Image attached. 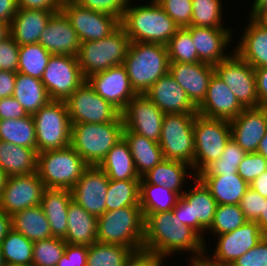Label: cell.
I'll return each mask as SVG.
<instances>
[{
	"label": "cell",
	"instance_id": "71",
	"mask_svg": "<svg viewBox=\"0 0 267 266\" xmlns=\"http://www.w3.org/2000/svg\"><path fill=\"white\" fill-rule=\"evenodd\" d=\"M252 7H267V0H254Z\"/></svg>",
	"mask_w": 267,
	"mask_h": 266
},
{
	"label": "cell",
	"instance_id": "58",
	"mask_svg": "<svg viewBox=\"0 0 267 266\" xmlns=\"http://www.w3.org/2000/svg\"><path fill=\"white\" fill-rule=\"evenodd\" d=\"M18 9H39L59 12L61 7L55 0H17Z\"/></svg>",
	"mask_w": 267,
	"mask_h": 266
},
{
	"label": "cell",
	"instance_id": "21",
	"mask_svg": "<svg viewBox=\"0 0 267 266\" xmlns=\"http://www.w3.org/2000/svg\"><path fill=\"white\" fill-rule=\"evenodd\" d=\"M244 109L229 86L214 72L206 96L197 107V114L211 119L231 121Z\"/></svg>",
	"mask_w": 267,
	"mask_h": 266
},
{
	"label": "cell",
	"instance_id": "52",
	"mask_svg": "<svg viewBox=\"0 0 267 266\" xmlns=\"http://www.w3.org/2000/svg\"><path fill=\"white\" fill-rule=\"evenodd\" d=\"M266 198L248 188L242 197L239 206L248 221L256 222L264 214Z\"/></svg>",
	"mask_w": 267,
	"mask_h": 266
},
{
	"label": "cell",
	"instance_id": "25",
	"mask_svg": "<svg viewBox=\"0 0 267 266\" xmlns=\"http://www.w3.org/2000/svg\"><path fill=\"white\" fill-rule=\"evenodd\" d=\"M145 95L164 114L197 113V107L169 72L155 82Z\"/></svg>",
	"mask_w": 267,
	"mask_h": 266
},
{
	"label": "cell",
	"instance_id": "37",
	"mask_svg": "<svg viewBox=\"0 0 267 266\" xmlns=\"http://www.w3.org/2000/svg\"><path fill=\"white\" fill-rule=\"evenodd\" d=\"M186 168L191 169L192 167L182 161L164 159L146 173L143 178L149 184L164 186L182 195L185 191L181 187L184 186L183 182L188 175Z\"/></svg>",
	"mask_w": 267,
	"mask_h": 266
},
{
	"label": "cell",
	"instance_id": "72",
	"mask_svg": "<svg viewBox=\"0 0 267 266\" xmlns=\"http://www.w3.org/2000/svg\"><path fill=\"white\" fill-rule=\"evenodd\" d=\"M5 261L2 255L1 247H0V266H5Z\"/></svg>",
	"mask_w": 267,
	"mask_h": 266
},
{
	"label": "cell",
	"instance_id": "62",
	"mask_svg": "<svg viewBox=\"0 0 267 266\" xmlns=\"http://www.w3.org/2000/svg\"><path fill=\"white\" fill-rule=\"evenodd\" d=\"M249 186L262 197L267 198V170L256 177Z\"/></svg>",
	"mask_w": 267,
	"mask_h": 266
},
{
	"label": "cell",
	"instance_id": "63",
	"mask_svg": "<svg viewBox=\"0 0 267 266\" xmlns=\"http://www.w3.org/2000/svg\"><path fill=\"white\" fill-rule=\"evenodd\" d=\"M190 266H230L223 263L215 262L211 259V257L204 253L202 255H198L194 257H191ZM188 265V266H189Z\"/></svg>",
	"mask_w": 267,
	"mask_h": 266
},
{
	"label": "cell",
	"instance_id": "10",
	"mask_svg": "<svg viewBox=\"0 0 267 266\" xmlns=\"http://www.w3.org/2000/svg\"><path fill=\"white\" fill-rule=\"evenodd\" d=\"M231 138L227 120L211 119L197 114L194 118V171L195 176L218 160Z\"/></svg>",
	"mask_w": 267,
	"mask_h": 266
},
{
	"label": "cell",
	"instance_id": "6",
	"mask_svg": "<svg viewBox=\"0 0 267 266\" xmlns=\"http://www.w3.org/2000/svg\"><path fill=\"white\" fill-rule=\"evenodd\" d=\"M130 42L129 36L121 25L103 39L81 42L77 60L84 79L111 67L122 65Z\"/></svg>",
	"mask_w": 267,
	"mask_h": 266
},
{
	"label": "cell",
	"instance_id": "18",
	"mask_svg": "<svg viewBox=\"0 0 267 266\" xmlns=\"http://www.w3.org/2000/svg\"><path fill=\"white\" fill-rule=\"evenodd\" d=\"M109 178L99 166H88L71 189L72 200L97 218L106 212Z\"/></svg>",
	"mask_w": 267,
	"mask_h": 266
},
{
	"label": "cell",
	"instance_id": "11",
	"mask_svg": "<svg viewBox=\"0 0 267 266\" xmlns=\"http://www.w3.org/2000/svg\"><path fill=\"white\" fill-rule=\"evenodd\" d=\"M193 177L195 186L181 195L172 211L182 223L191 227L203 239L206 246L203 232L207 231L213 222L217 203L194 172Z\"/></svg>",
	"mask_w": 267,
	"mask_h": 266
},
{
	"label": "cell",
	"instance_id": "50",
	"mask_svg": "<svg viewBox=\"0 0 267 266\" xmlns=\"http://www.w3.org/2000/svg\"><path fill=\"white\" fill-rule=\"evenodd\" d=\"M267 170V160L258 153H247L238 166V175L249 185Z\"/></svg>",
	"mask_w": 267,
	"mask_h": 266
},
{
	"label": "cell",
	"instance_id": "54",
	"mask_svg": "<svg viewBox=\"0 0 267 266\" xmlns=\"http://www.w3.org/2000/svg\"><path fill=\"white\" fill-rule=\"evenodd\" d=\"M230 266H267V235L257 245L237 258Z\"/></svg>",
	"mask_w": 267,
	"mask_h": 266
},
{
	"label": "cell",
	"instance_id": "65",
	"mask_svg": "<svg viewBox=\"0 0 267 266\" xmlns=\"http://www.w3.org/2000/svg\"><path fill=\"white\" fill-rule=\"evenodd\" d=\"M250 13L258 23L267 28V7H252Z\"/></svg>",
	"mask_w": 267,
	"mask_h": 266
},
{
	"label": "cell",
	"instance_id": "12",
	"mask_svg": "<svg viewBox=\"0 0 267 266\" xmlns=\"http://www.w3.org/2000/svg\"><path fill=\"white\" fill-rule=\"evenodd\" d=\"M71 124L106 123L115 121L121 112L98 95L87 81L66 100Z\"/></svg>",
	"mask_w": 267,
	"mask_h": 266
},
{
	"label": "cell",
	"instance_id": "40",
	"mask_svg": "<svg viewBox=\"0 0 267 266\" xmlns=\"http://www.w3.org/2000/svg\"><path fill=\"white\" fill-rule=\"evenodd\" d=\"M134 253L127 246L96 241L88 246L87 266H126Z\"/></svg>",
	"mask_w": 267,
	"mask_h": 266
},
{
	"label": "cell",
	"instance_id": "60",
	"mask_svg": "<svg viewBox=\"0 0 267 266\" xmlns=\"http://www.w3.org/2000/svg\"><path fill=\"white\" fill-rule=\"evenodd\" d=\"M16 72L0 70V99L13 96Z\"/></svg>",
	"mask_w": 267,
	"mask_h": 266
},
{
	"label": "cell",
	"instance_id": "48",
	"mask_svg": "<svg viewBox=\"0 0 267 266\" xmlns=\"http://www.w3.org/2000/svg\"><path fill=\"white\" fill-rule=\"evenodd\" d=\"M66 242L62 238L51 237L33 243V266H56L64 254Z\"/></svg>",
	"mask_w": 267,
	"mask_h": 266
},
{
	"label": "cell",
	"instance_id": "31",
	"mask_svg": "<svg viewBox=\"0 0 267 266\" xmlns=\"http://www.w3.org/2000/svg\"><path fill=\"white\" fill-rule=\"evenodd\" d=\"M122 137L129 146L135 169L140 178L165 159L158 142L125 128H123Z\"/></svg>",
	"mask_w": 267,
	"mask_h": 266
},
{
	"label": "cell",
	"instance_id": "73",
	"mask_svg": "<svg viewBox=\"0 0 267 266\" xmlns=\"http://www.w3.org/2000/svg\"><path fill=\"white\" fill-rule=\"evenodd\" d=\"M5 266H33L32 264L31 265H15V264H6Z\"/></svg>",
	"mask_w": 267,
	"mask_h": 266
},
{
	"label": "cell",
	"instance_id": "24",
	"mask_svg": "<svg viewBox=\"0 0 267 266\" xmlns=\"http://www.w3.org/2000/svg\"><path fill=\"white\" fill-rule=\"evenodd\" d=\"M169 73L184 89L191 102L198 107L206 96L214 66L203 62H170Z\"/></svg>",
	"mask_w": 267,
	"mask_h": 266
},
{
	"label": "cell",
	"instance_id": "22",
	"mask_svg": "<svg viewBox=\"0 0 267 266\" xmlns=\"http://www.w3.org/2000/svg\"><path fill=\"white\" fill-rule=\"evenodd\" d=\"M229 123L231 138L246 153H256L267 131V107L245 108Z\"/></svg>",
	"mask_w": 267,
	"mask_h": 266
},
{
	"label": "cell",
	"instance_id": "34",
	"mask_svg": "<svg viewBox=\"0 0 267 266\" xmlns=\"http://www.w3.org/2000/svg\"><path fill=\"white\" fill-rule=\"evenodd\" d=\"M99 167L110 180H140L131 151L122 137L107 153Z\"/></svg>",
	"mask_w": 267,
	"mask_h": 266
},
{
	"label": "cell",
	"instance_id": "30",
	"mask_svg": "<svg viewBox=\"0 0 267 266\" xmlns=\"http://www.w3.org/2000/svg\"><path fill=\"white\" fill-rule=\"evenodd\" d=\"M71 200V190L49 188L44 190L40 205L50 224L52 237L65 238L68 207Z\"/></svg>",
	"mask_w": 267,
	"mask_h": 266
},
{
	"label": "cell",
	"instance_id": "28",
	"mask_svg": "<svg viewBox=\"0 0 267 266\" xmlns=\"http://www.w3.org/2000/svg\"><path fill=\"white\" fill-rule=\"evenodd\" d=\"M248 27L235 48V52L254 69L267 67V28L249 15Z\"/></svg>",
	"mask_w": 267,
	"mask_h": 266
},
{
	"label": "cell",
	"instance_id": "41",
	"mask_svg": "<svg viewBox=\"0 0 267 266\" xmlns=\"http://www.w3.org/2000/svg\"><path fill=\"white\" fill-rule=\"evenodd\" d=\"M140 180H110L107 189L106 211L127 206H140Z\"/></svg>",
	"mask_w": 267,
	"mask_h": 266
},
{
	"label": "cell",
	"instance_id": "9",
	"mask_svg": "<svg viewBox=\"0 0 267 266\" xmlns=\"http://www.w3.org/2000/svg\"><path fill=\"white\" fill-rule=\"evenodd\" d=\"M197 113L165 114L159 146L165 159L182 161L194 171V118Z\"/></svg>",
	"mask_w": 267,
	"mask_h": 266
},
{
	"label": "cell",
	"instance_id": "70",
	"mask_svg": "<svg viewBox=\"0 0 267 266\" xmlns=\"http://www.w3.org/2000/svg\"><path fill=\"white\" fill-rule=\"evenodd\" d=\"M55 2L60 6L63 7L67 4L77 3V0H55Z\"/></svg>",
	"mask_w": 267,
	"mask_h": 266
},
{
	"label": "cell",
	"instance_id": "36",
	"mask_svg": "<svg viewBox=\"0 0 267 266\" xmlns=\"http://www.w3.org/2000/svg\"><path fill=\"white\" fill-rule=\"evenodd\" d=\"M13 97L28 115L35 114L50 98L41 79L17 72Z\"/></svg>",
	"mask_w": 267,
	"mask_h": 266
},
{
	"label": "cell",
	"instance_id": "35",
	"mask_svg": "<svg viewBox=\"0 0 267 266\" xmlns=\"http://www.w3.org/2000/svg\"><path fill=\"white\" fill-rule=\"evenodd\" d=\"M11 228L32 242L52 237L50 224L41 205L26 208L12 215Z\"/></svg>",
	"mask_w": 267,
	"mask_h": 266
},
{
	"label": "cell",
	"instance_id": "47",
	"mask_svg": "<svg viewBox=\"0 0 267 266\" xmlns=\"http://www.w3.org/2000/svg\"><path fill=\"white\" fill-rule=\"evenodd\" d=\"M247 221L239 205H217L213 222L207 231L217 236L232 232Z\"/></svg>",
	"mask_w": 267,
	"mask_h": 266
},
{
	"label": "cell",
	"instance_id": "2",
	"mask_svg": "<svg viewBox=\"0 0 267 266\" xmlns=\"http://www.w3.org/2000/svg\"><path fill=\"white\" fill-rule=\"evenodd\" d=\"M127 5L120 25L131 42L167 45L180 28L156 0L150 5Z\"/></svg>",
	"mask_w": 267,
	"mask_h": 266
},
{
	"label": "cell",
	"instance_id": "27",
	"mask_svg": "<svg viewBox=\"0 0 267 266\" xmlns=\"http://www.w3.org/2000/svg\"><path fill=\"white\" fill-rule=\"evenodd\" d=\"M54 13L39 9H18L9 25L10 36L19 46L38 43Z\"/></svg>",
	"mask_w": 267,
	"mask_h": 266
},
{
	"label": "cell",
	"instance_id": "1",
	"mask_svg": "<svg viewBox=\"0 0 267 266\" xmlns=\"http://www.w3.org/2000/svg\"><path fill=\"white\" fill-rule=\"evenodd\" d=\"M144 218L143 251L162 257L184 250L196 256L207 252L203 239L172 210L144 215Z\"/></svg>",
	"mask_w": 267,
	"mask_h": 266
},
{
	"label": "cell",
	"instance_id": "42",
	"mask_svg": "<svg viewBox=\"0 0 267 266\" xmlns=\"http://www.w3.org/2000/svg\"><path fill=\"white\" fill-rule=\"evenodd\" d=\"M33 243L11 228L0 244L5 264L31 265Z\"/></svg>",
	"mask_w": 267,
	"mask_h": 266
},
{
	"label": "cell",
	"instance_id": "38",
	"mask_svg": "<svg viewBox=\"0 0 267 266\" xmlns=\"http://www.w3.org/2000/svg\"><path fill=\"white\" fill-rule=\"evenodd\" d=\"M181 195L164 186L149 184L143 177L140 179L139 205L143 215L172 210Z\"/></svg>",
	"mask_w": 267,
	"mask_h": 266
},
{
	"label": "cell",
	"instance_id": "15",
	"mask_svg": "<svg viewBox=\"0 0 267 266\" xmlns=\"http://www.w3.org/2000/svg\"><path fill=\"white\" fill-rule=\"evenodd\" d=\"M121 116L126 130L159 142L165 114L145 94L134 96Z\"/></svg>",
	"mask_w": 267,
	"mask_h": 266
},
{
	"label": "cell",
	"instance_id": "68",
	"mask_svg": "<svg viewBox=\"0 0 267 266\" xmlns=\"http://www.w3.org/2000/svg\"><path fill=\"white\" fill-rule=\"evenodd\" d=\"M10 35L9 24L0 21V41L4 40Z\"/></svg>",
	"mask_w": 267,
	"mask_h": 266
},
{
	"label": "cell",
	"instance_id": "53",
	"mask_svg": "<svg viewBox=\"0 0 267 266\" xmlns=\"http://www.w3.org/2000/svg\"><path fill=\"white\" fill-rule=\"evenodd\" d=\"M19 45L9 35L0 41V70L18 72Z\"/></svg>",
	"mask_w": 267,
	"mask_h": 266
},
{
	"label": "cell",
	"instance_id": "23",
	"mask_svg": "<svg viewBox=\"0 0 267 266\" xmlns=\"http://www.w3.org/2000/svg\"><path fill=\"white\" fill-rule=\"evenodd\" d=\"M38 43L52 55L77 56L81 41L65 14L60 10L52 15Z\"/></svg>",
	"mask_w": 267,
	"mask_h": 266
},
{
	"label": "cell",
	"instance_id": "61",
	"mask_svg": "<svg viewBox=\"0 0 267 266\" xmlns=\"http://www.w3.org/2000/svg\"><path fill=\"white\" fill-rule=\"evenodd\" d=\"M17 11V0H0V21L10 25Z\"/></svg>",
	"mask_w": 267,
	"mask_h": 266
},
{
	"label": "cell",
	"instance_id": "56",
	"mask_svg": "<svg viewBox=\"0 0 267 266\" xmlns=\"http://www.w3.org/2000/svg\"><path fill=\"white\" fill-rule=\"evenodd\" d=\"M26 116H28V113L13 96L0 99V120L24 118Z\"/></svg>",
	"mask_w": 267,
	"mask_h": 266
},
{
	"label": "cell",
	"instance_id": "29",
	"mask_svg": "<svg viewBox=\"0 0 267 266\" xmlns=\"http://www.w3.org/2000/svg\"><path fill=\"white\" fill-rule=\"evenodd\" d=\"M97 217L71 200L67 214V244L91 246L97 241Z\"/></svg>",
	"mask_w": 267,
	"mask_h": 266
},
{
	"label": "cell",
	"instance_id": "32",
	"mask_svg": "<svg viewBox=\"0 0 267 266\" xmlns=\"http://www.w3.org/2000/svg\"><path fill=\"white\" fill-rule=\"evenodd\" d=\"M209 189L217 205H239L242 197L250 187L249 184L237 174L220 176H197Z\"/></svg>",
	"mask_w": 267,
	"mask_h": 266
},
{
	"label": "cell",
	"instance_id": "59",
	"mask_svg": "<svg viewBox=\"0 0 267 266\" xmlns=\"http://www.w3.org/2000/svg\"><path fill=\"white\" fill-rule=\"evenodd\" d=\"M254 71L259 104L267 107V67L255 68Z\"/></svg>",
	"mask_w": 267,
	"mask_h": 266
},
{
	"label": "cell",
	"instance_id": "4",
	"mask_svg": "<svg viewBox=\"0 0 267 266\" xmlns=\"http://www.w3.org/2000/svg\"><path fill=\"white\" fill-rule=\"evenodd\" d=\"M123 128L121 115L113 122L72 124L70 146L88 166H99L122 138Z\"/></svg>",
	"mask_w": 267,
	"mask_h": 266
},
{
	"label": "cell",
	"instance_id": "7",
	"mask_svg": "<svg viewBox=\"0 0 267 266\" xmlns=\"http://www.w3.org/2000/svg\"><path fill=\"white\" fill-rule=\"evenodd\" d=\"M87 167L71 146L37 154V173L45 188L71 190Z\"/></svg>",
	"mask_w": 267,
	"mask_h": 266
},
{
	"label": "cell",
	"instance_id": "49",
	"mask_svg": "<svg viewBox=\"0 0 267 266\" xmlns=\"http://www.w3.org/2000/svg\"><path fill=\"white\" fill-rule=\"evenodd\" d=\"M163 10L180 27L191 26L192 0H156Z\"/></svg>",
	"mask_w": 267,
	"mask_h": 266
},
{
	"label": "cell",
	"instance_id": "45",
	"mask_svg": "<svg viewBox=\"0 0 267 266\" xmlns=\"http://www.w3.org/2000/svg\"><path fill=\"white\" fill-rule=\"evenodd\" d=\"M166 47L170 62H200L191 33L185 27L179 28L176 31Z\"/></svg>",
	"mask_w": 267,
	"mask_h": 266
},
{
	"label": "cell",
	"instance_id": "39",
	"mask_svg": "<svg viewBox=\"0 0 267 266\" xmlns=\"http://www.w3.org/2000/svg\"><path fill=\"white\" fill-rule=\"evenodd\" d=\"M0 140L37 152L35 123L32 115L24 118L0 120Z\"/></svg>",
	"mask_w": 267,
	"mask_h": 266
},
{
	"label": "cell",
	"instance_id": "16",
	"mask_svg": "<svg viewBox=\"0 0 267 266\" xmlns=\"http://www.w3.org/2000/svg\"><path fill=\"white\" fill-rule=\"evenodd\" d=\"M81 42L96 41L109 36L120 26V20L108 13L93 11L78 3L61 7Z\"/></svg>",
	"mask_w": 267,
	"mask_h": 266
},
{
	"label": "cell",
	"instance_id": "20",
	"mask_svg": "<svg viewBox=\"0 0 267 266\" xmlns=\"http://www.w3.org/2000/svg\"><path fill=\"white\" fill-rule=\"evenodd\" d=\"M265 235L256 222L247 221L232 232L217 235L218 242L211 259L231 265L237 258L257 245Z\"/></svg>",
	"mask_w": 267,
	"mask_h": 266
},
{
	"label": "cell",
	"instance_id": "44",
	"mask_svg": "<svg viewBox=\"0 0 267 266\" xmlns=\"http://www.w3.org/2000/svg\"><path fill=\"white\" fill-rule=\"evenodd\" d=\"M246 154L247 153L230 138L220 158L208 165L197 176H220L228 173L237 174L238 166Z\"/></svg>",
	"mask_w": 267,
	"mask_h": 266
},
{
	"label": "cell",
	"instance_id": "26",
	"mask_svg": "<svg viewBox=\"0 0 267 266\" xmlns=\"http://www.w3.org/2000/svg\"><path fill=\"white\" fill-rule=\"evenodd\" d=\"M190 33L200 62L215 66L229 55L226 47L231 43L232 33L228 28L200 26L185 27Z\"/></svg>",
	"mask_w": 267,
	"mask_h": 266
},
{
	"label": "cell",
	"instance_id": "3",
	"mask_svg": "<svg viewBox=\"0 0 267 266\" xmlns=\"http://www.w3.org/2000/svg\"><path fill=\"white\" fill-rule=\"evenodd\" d=\"M167 47L149 42H130L123 66L137 94L146 91L169 72Z\"/></svg>",
	"mask_w": 267,
	"mask_h": 266
},
{
	"label": "cell",
	"instance_id": "66",
	"mask_svg": "<svg viewBox=\"0 0 267 266\" xmlns=\"http://www.w3.org/2000/svg\"><path fill=\"white\" fill-rule=\"evenodd\" d=\"M260 229L267 235V198L265 202L264 214H261L259 219L256 221Z\"/></svg>",
	"mask_w": 267,
	"mask_h": 266
},
{
	"label": "cell",
	"instance_id": "55",
	"mask_svg": "<svg viewBox=\"0 0 267 266\" xmlns=\"http://www.w3.org/2000/svg\"><path fill=\"white\" fill-rule=\"evenodd\" d=\"M88 246L67 244L56 266H87Z\"/></svg>",
	"mask_w": 267,
	"mask_h": 266
},
{
	"label": "cell",
	"instance_id": "19",
	"mask_svg": "<svg viewBox=\"0 0 267 266\" xmlns=\"http://www.w3.org/2000/svg\"><path fill=\"white\" fill-rule=\"evenodd\" d=\"M94 91L122 112L137 95L131 86L125 67H111L86 79Z\"/></svg>",
	"mask_w": 267,
	"mask_h": 266
},
{
	"label": "cell",
	"instance_id": "46",
	"mask_svg": "<svg viewBox=\"0 0 267 266\" xmlns=\"http://www.w3.org/2000/svg\"><path fill=\"white\" fill-rule=\"evenodd\" d=\"M191 26L226 28L222 22L221 0H192Z\"/></svg>",
	"mask_w": 267,
	"mask_h": 266
},
{
	"label": "cell",
	"instance_id": "43",
	"mask_svg": "<svg viewBox=\"0 0 267 266\" xmlns=\"http://www.w3.org/2000/svg\"><path fill=\"white\" fill-rule=\"evenodd\" d=\"M51 55L40 43L19 46L18 72L41 79Z\"/></svg>",
	"mask_w": 267,
	"mask_h": 266
},
{
	"label": "cell",
	"instance_id": "69",
	"mask_svg": "<svg viewBox=\"0 0 267 266\" xmlns=\"http://www.w3.org/2000/svg\"><path fill=\"white\" fill-rule=\"evenodd\" d=\"M8 178L9 176L5 173L4 170L0 168V196L2 194L3 189L5 188Z\"/></svg>",
	"mask_w": 267,
	"mask_h": 266
},
{
	"label": "cell",
	"instance_id": "14",
	"mask_svg": "<svg viewBox=\"0 0 267 266\" xmlns=\"http://www.w3.org/2000/svg\"><path fill=\"white\" fill-rule=\"evenodd\" d=\"M41 81L50 100L65 101L86 80L77 56L51 55Z\"/></svg>",
	"mask_w": 267,
	"mask_h": 266
},
{
	"label": "cell",
	"instance_id": "57",
	"mask_svg": "<svg viewBox=\"0 0 267 266\" xmlns=\"http://www.w3.org/2000/svg\"><path fill=\"white\" fill-rule=\"evenodd\" d=\"M164 259L162 256L140 251L133 254L126 266H163Z\"/></svg>",
	"mask_w": 267,
	"mask_h": 266
},
{
	"label": "cell",
	"instance_id": "51",
	"mask_svg": "<svg viewBox=\"0 0 267 266\" xmlns=\"http://www.w3.org/2000/svg\"><path fill=\"white\" fill-rule=\"evenodd\" d=\"M130 1L132 0H77V3L84 8L113 15L121 21Z\"/></svg>",
	"mask_w": 267,
	"mask_h": 266
},
{
	"label": "cell",
	"instance_id": "64",
	"mask_svg": "<svg viewBox=\"0 0 267 266\" xmlns=\"http://www.w3.org/2000/svg\"><path fill=\"white\" fill-rule=\"evenodd\" d=\"M11 229V216L0 209V244Z\"/></svg>",
	"mask_w": 267,
	"mask_h": 266
},
{
	"label": "cell",
	"instance_id": "17",
	"mask_svg": "<svg viewBox=\"0 0 267 266\" xmlns=\"http://www.w3.org/2000/svg\"><path fill=\"white\" fill-rule=\"evenodd\" d=\"M45 189L37 172L9 176L0 196V209L12 216L26 208L40 205Z\"/></svg>",
	"mask_w": 267,
	"mask_h": 266
},
{
	"label": "cell",
	"instance_id": "33",
	"mask_svg": "<svg viewBox=\"0 0 267 266\" xmlns=\"http://www.w3.org/2000/svg\"><path fill=\"white\" fill-rule=\"evenodd\" d=\"M37 152L0 140V168L8 176L30 175L37 172Z\"/></svg>",
	"mask_w": 267,
	"mask_h": 266
},
{
	"label": "cell",
	"instance_id": "67",
	"mask_svg": "<svg viewBox=\"0 0 267 266\" xmlns=\"http://www.w3.org/2000/svg\"><path fill=\"white\" fill-rule=\"evenodd\" d=\"M256 153L262 155L267 160V131L264 137L261 139Z\"/></svg>",
	"mask_w": 267,
	"mask_h": 266
},
{
	"label": "cell",
	"instance_id": "8",
	"mask_svg": "<svg viewBox=\"0 0 267 266\" xmlns=\"http://www.w3.org/2000/svg\"><path fill=\"white\" fill-rule=\"evenodd\" d=\"M32 117L37 153L70 146L72 124L65 101L50 100Z\"/></svg>",
	"mask_w": 267,
	"mask_h": 266
},
{
	"label": "cell",
	"instance_id": "13",
	"mask_svg": "<svg viewBox=\"0 0 267 266\" xmlns=\"http://www.w3.org/2000/svg\"><path fill=\"white\" fill-rule=\"evenodd\" d=\"M214 66V72L229 86L244 108L260 107L254 68L236 52Z\"/></svg>",
	"mask_w": 267,
	"mask_h": 266
},
{
	"label": "cell",
	"instance_id": "5",
	"mask_svg": "<svg viewBox=\"0 0 267 266\" xmlns=\"http://www.w3.org/2000/svg\"><path fill=\"white\" fill-rule=\"evenodd\" d=\"M144 215L140 206L106 211L97 219V241L143 251Z\"/></svg>",
	"mask_w": 267,
	"mask_h": 266
}]
</instances>
